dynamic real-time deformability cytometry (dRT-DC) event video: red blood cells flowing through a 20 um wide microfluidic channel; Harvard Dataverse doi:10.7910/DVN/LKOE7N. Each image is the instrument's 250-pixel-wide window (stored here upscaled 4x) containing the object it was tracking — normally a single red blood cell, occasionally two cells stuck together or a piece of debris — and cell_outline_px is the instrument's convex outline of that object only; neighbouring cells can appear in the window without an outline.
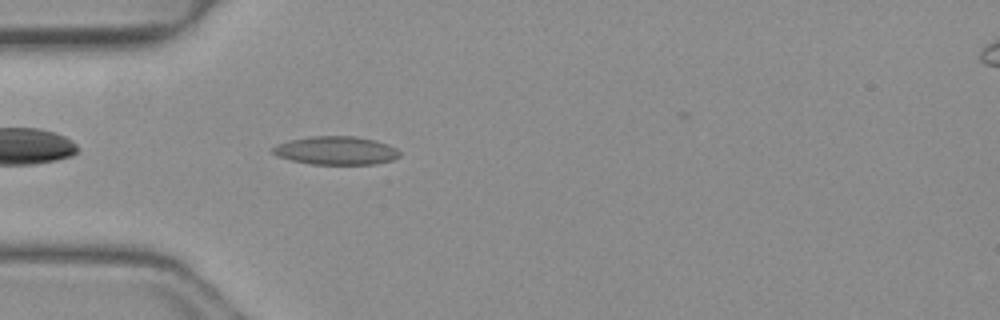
{"species": "common noctule bat (a hibernating species)", "species_latin": "Nyctalus noctula", "temperature_condition": "warm", "stored_images_in_passage": 32, "camera_frame_rate_fps": 3000, "um_per_image_px": 0.085, "animal": {"sex": "female", "body_mass_g": 19.3, "forearm_length_mm": 54.1}, "frame": {"image": 1, "passage_image": 4, "time_ms": 1.0, "image_size_px": [1000, 320], "cell_outline_px": [[400, 156], [392, 160], [376, 164], [312, 164], [292, 160], [276, 156], [272, 152], [272, 148], [276, 144], [288, 140], [312, 136], [352, 136], [376, 140], [388, 144], [396, 148], [400, 152]], "centroid_in_image_um": [28.56, 12.79], "position_along_channel_um": 56.4, "area_um2": 21.04}}
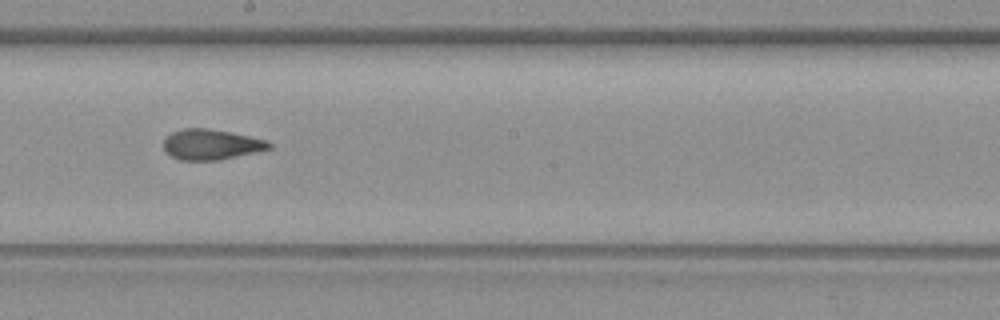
{"frame": {"image": 2, "passage_image": 17, "time_ms": 5.333, "image_size_px": [1000, 320], "cell_outline_px": [[272, 148], [220, 160], [180, 160], [172, 156], [164, 148], [164, 140], [172, 132], [184, 128], [208, 128], [232, 132], [268, 140], [272, 144]], "centroid_in_image_um": [17.99, 12.27], "position_along_channel_um": 230.2, "area_um2": 18.67}}
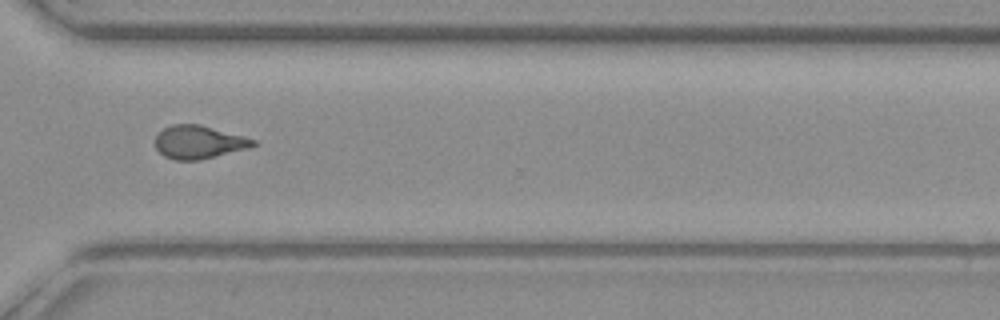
{"frame": {"image": 3, "passage_image": 26, "time_ms": 8.333, "image_size_px": [1000, 320], "cell_outline_px": [[256, 144], [248, 148], [200, 160], [176, 160], [164, 156], [156, 148], [156, 136], [164, 128], [172, 124], [200, 124], [244, 136], [256, 140]], "centroid_in_image_um": [16.9, 12.07], "position_along_channel_um": 353.7, "area_um2": 18.79}, "authors_computed_cell_mechanics": {"area_um2": 19.0162, "velocity_mm_per_s": 4.1256, "shape_relaxation_time_tau1_ms": 3.2233, "shape_relaxation_time_tau2_ms": 1.8719, "deformation_change_tau1": 0.1544, "deformation_change_tau2": 0.0992}}